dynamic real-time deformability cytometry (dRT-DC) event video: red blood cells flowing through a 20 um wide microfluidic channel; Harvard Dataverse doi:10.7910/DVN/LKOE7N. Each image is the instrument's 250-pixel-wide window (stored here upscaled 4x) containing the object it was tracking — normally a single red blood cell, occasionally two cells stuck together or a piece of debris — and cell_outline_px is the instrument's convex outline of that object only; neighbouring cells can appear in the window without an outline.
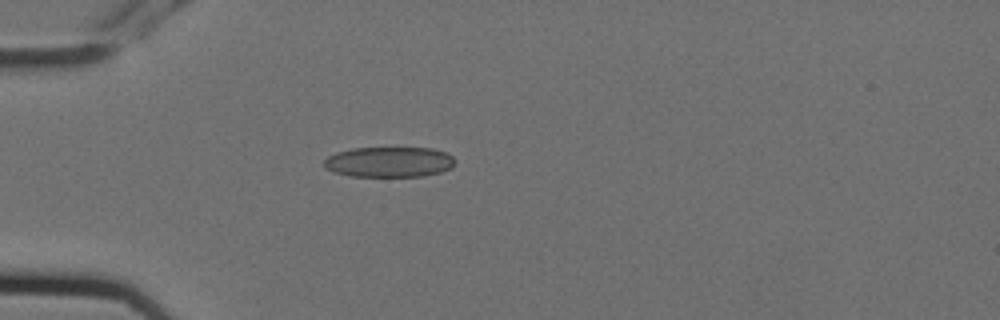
{"species": "Egyptian fruit bat (a non-hibernating species)", "species_latin": "Rousettus aegyptiacus", "temperature_condition": "cold", "stored_images_in_passage": 1, "camera_frame_rate_fps": 3000, "um_per_image_px": 0.085, "animal": {"sex": "female"}, "frame": {"image": 1, "passage_image": 1, "time_ms": 0.0, "image_size_px": [1000, 320], "cell_outline_px": [[456, 160], [452, 168], [440, 172], [424, 176], [348, 176], [332, 172], [324, 168], [324, 160], [328, 156], [336, 152], [352, 148], [432, 148], [448, 152]], "centroid_in_image_um": [33.08, 13.77], "position_along_channel_um": 51.9, "area_um2": 23.47}}